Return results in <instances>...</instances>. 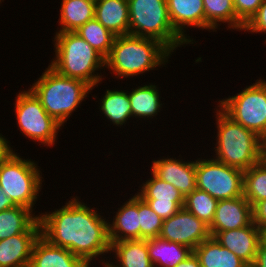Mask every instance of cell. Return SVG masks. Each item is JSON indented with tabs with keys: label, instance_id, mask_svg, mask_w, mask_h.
I'll return each instance as SVG.
<instances>
[{
	"label": "cell",
	"instance_id": "6da1fadb",
	"mask_svg": "<svg viewBox=\"0 0 266 267\" xmlns=\"http://www.w3.org/2000/svg\"><path fill=\"white\" fill-rule=\"evenodd\" d=\"M70 199L60 209L39 214L41 235L92 266V261L111 251L109 221L79 197Z\"/></svg>",
	"mask_w": 266,
	"mask_h": 267
},
{
	"label": "cell",
	"instance_id": "7a4b0ae2",
	"mask_svg": "<svg viewBox=\"0 0 266 267\" xmlns=\"http://www.w3.org/2000/svg\"><path fill=\"white\" fill-rule=\"evenodd\" d=\"M171 54L164 44L155 39L130 34L116 36L105 58V68L113 71L119 79L133 78L165 65Z\"/></svg>",
	"mask_w": 266,
	"mask_h": 267
},
{
	"label": "cell",
	"instance_id": "3957f363",
	"mask_svg": "<svg viewBox=\"0 0 266 267\" xmlns=\"http://www.w3.org/2000/svg\"><path fill=\"white\" fill-rule=\"evenodd\" d=\"M216 160L246 171L266 156V142L216 108Z\"/></svg>",
	"mask_w": 266,
	"mask_h": 267
},
{
	"label": "cell",
	"instance_id": "277c9868",
	"mask_svg": "<svg viewBox=\"0 0 266 267\" xmlns=\"http://www.w3.org/2000/svg\"><path fill=\"white\" fill-rule=\"evenodd\" d=\"M55 34L50 66L61 75L84 81L93 90L103 79L96 71L105 67V58L76 32Z\"/></svg>",
	"mask_w": 266,
	"mask_h": 267
},
{
	"label": "cell",
	"instance_id": "5b68a950",
	"mask_svg": "<svg viewBox=\"0 0 266 267\" xmlns=\"http://www.w3.org/2000/svg\"><path fill=\"white\" fill-rule=\"evenodd\" d=\"M29 89L45 111L62 126L91 93V87L84 81L61 75L50 65Z\"/></svg>",
	"mask_w": 266,
	"mask_h": 267
},
{
	"label": "cell",
	"instance_id": "8992f818",
	"mask_svg": "<svg viewBox=\"0 0 266 267\" xmlns=\"http://www.w3.org/2000/svg\"><path fill=\"white\" fill-rule=\"evenodd\" d=\"M127 1L130 35L158 40L172 53L183 44H188L174 30L166 0Z\"/></svg>",
	"mask_w": 266,
	"mask_h": 267
},
{
	"label": "cell",
	"instance_id": "52a82bcc",
	"mask_svg": "<svg viewBox=\"0 0 266 267\" xmlns=\"http://www.w3.org/2000/svg\"><path fill=\"white\" fill-rule=\"evenodd\" d=\"M31 159H23L15 152L0 164V187L16 206L35 210L42 189V173ZM34 208V209H33Z\"/></svg>",
	"mask_w": 266,
	"mask_h": 267
},
{
	"label": "cell",
	"instance_id": "ba28073f",
	"mask_svg": "<svg viewBox=\"0 0 266 267\" xmlns=\"http://www.w3.org/2000/svg\"><path fill=\"white\" fill-rule=\"evenodd\" d=\"M217 105L234 122L256 133L266 142V81L257 79Z\"/></svg>",
	"mask_w": 266,
	"mask_h": 267
},
{
	"label": "cell",
	"instance_id": "9c48e42d",
	"mask_svg": "<svg viewBox=\"0 0 266 267\" xmlns=\"http://www.w3.org/2000/svg\"><path fill=\"white\" fill-rule=\"evenodd\" d=\"M15 98L14 112L20 132L33 142L54 146L62 125L45 111L30 89L20 91Z\"/></svg>",
	"mask_w": 266,
	"mask_h": 267
},
{
	"label": "cell",
	"instance_id": "30bf717a",
	"mask_svg": "<svg viewBox=\"0 0 266 267\" xmlns=\"http://www.w3.org/2000/svg\"><path fill=\"white\" fill-rule=\"evenodd\" d=\"M244 171L214 159L196 160V187L216 200L243 195Z\"/></svg>",
	"mask_w": 266,
	"mask_h": 267
},
{
	"label": "cell",
	"instance_id": "8fae6325",
	"mask_svg": "<svg viewBox=\"0 0 266 267\" xmlns=\"http://www.w3.org/2000/svg\"><path fill=\"white\" fill-rule=\"evenodd\" d=\"M210 236L209 226L183 207L168 219L163 220L158 237L194 250Z\"/></svg>",
	"mask_w": 266,
	"mask_h": 267
},
{
	"label": "cell",
	"instance_id": "7c38bea8",
	"mask_svg": "<svg viewBox=\"0 0 266 267\" xmlns=\"http://www.w3.org/2000/svg\"><path fill=\"white\" fill-rule=\"evenodd\" d=\"M152 177L142 183L136 194L141 197L163 220L177 213L184 206V197L172 184Z\"/></svg>",
	"mask_w": 266,
	"mask_h": 267
},
{
	"label": "cell",
	"instance_id": "4fadbf2b",
	"mask_svg": "<svg viewBox=\"0 0 266 267\" xmlns=\"http://www.w3.org/2000/svg\"><path fill=\"white\" fill-rule=\"evenodd\" d=\"M210 235L251 267L255 262L263 232L252 221L248 226L233 230L210 232Z\"/></svg>",
	"mask_w": 266,
	"mask_h": 267
},
{
	"label": "cell",
	"instance_id": "5bb4252c",
	"mask_svg": "<svg viewBox=\"0 0 266 267\" xmlns=\"http://www.w3.org/2000/svg\"><path fill=\"white\" fill-rule=\"evenodd\" d=\"M40 235L38 218L24 233L0 240V267H29L33 245Z\"/></svg>",
	"mask_w": 266,
	"mask_h": 267
},
{
	"label": "cell",
	"instance_id": "9a60e30c",
	"mask_svg": "<svg viewBox=\"0 0 266 267\" xmlns=\"http://www.w3.org/2000/svg\"><path fill=\"white\" fill-rule=\"evenodd\" d=\"M162 158L153 160L151 172L167 183L172 184L185 198L196 187V160Z\"/></svg>",
	"mask_w": 266,
	"mask_h": 267
},
{
	"label": "cell",
	"instance_id": "2e32d148",
	"mask_svg": "<svg viewBox=\"0 0 266 267\" xmlns=\"http://www.w3.org/2000/svg\"><path fill=\"white\" fill-rule=\"evenodd\" d=\"M253 221L252 205L244 195L219 200L209 232H220L248 226Z\"/></svg>",
	"mask_w": 266,
	"mask_h": 267
},
{
	"label": "cell",
	"instance_id": "e0dca14e",
	"mask_svg": "<svg viewBox=\"0 0 266 267\" xmlns=\"http://www.w3.org/2000/svg\"><path fill=\"white\" fill-rule=\"evenodd\" d=\"M166 2L174 30L188 44H193V41L195 40H193V38L191 39L190 36H187L185 32L186 28L188 29V26L198 28V30H206L203 0H166Z\"/></svg>",
	"mask_w": 266,
	"mask_h": 267
},
{
	"label": "cell",
	"instance_id": "ac0fdd59",
	"mask_svg": "<svg viewBox=\"0 0 266 267\" xmlns=\"http://www.w3.org/2000/svg\"><path fill=\"white\" fill-rule=\"evenodd\" d=\"M29 267H91L68 249L53 245L42 235L35 241Z\"/></svg>",
	"mask_w": 266,
	"mask_h": 267
},
{
	"label": "cell",
	"instance_id": "d6986e66",
	"mask_svg": "<svg viewBox=\"0 0 266 267\" xmlns=\"http://www.w3.org/2000/svg\"><path fill=\"white\" fill-rule=\"evenodd\" d=\"M117 211L112 223H108L110 243L140 239L138 195L135 193Z\"/></svg>",
	"mask_w": 266,
	"mask_h": 267
},
{
	"label": "cell",
	"instance_id": "ffe728a7",
	"mask_svg": "<svg viewBox=\"0 0 266 267\" xmlns=\"http://www.w3.org/2000/svg\"><path fill=\"white\" fill-rule=\"evenodd\" d=\"M95 18L116 36L129 34L127 0H95Z\"/></svg>",
	"mask_w": 266,
	"mask_h": 267
},
{
	"label": "cell",
	"instance_id": "44dd1931",
	"mask_svg": "<svg viewBox=\"0 0 266 267\" xmlns=\"http://www.w3.org/2000/svg\"><path fill=\"white\" fill-rule=\"evenodd\" d=\"M111 252L116 253L113 257L115 256L117 262L115 261V265L110 259L106 261L110 267H154L148 254L146 239L113 242L110 255Z\"/></svg>",
	"mask_w": 266,
	"mask_h": 267
},
{
	"label": "cell",
	"instance_id": "7402d4cb",
	"mask_svg": "<svg viewBox=\"0 0 266 267\" xmlns=\"http://www.w3.org/2000/svg\"><path fill=\"white\" fill-rule=\"evenodd\" d=\"M193 253L198 258L201 267H250L212 236L202 241Z\"/></svg>",
	"mask_w": 266,
	"mask_h": 267
},
{
	"label": "cell",
	"instance_id": "603a6c76",
	"mask_svg": "<svg viewBox=\"0 0 266 267\" xmlns=\"http://www.w3.org/2000/svg\"><path fill=\"white\" fill-rule=\"evenodd\" d=\"M146 241L148 254L154 267H175L193 252L185 245L159 237L149 238Z\"/></svg>",
	"mask_w": 266,
	"mask_h": 267
},
{
	"label": "cell",
	"instance_id": "cb8c5ba5",
	"mask_svg": "<svg viewBox=\"0 0 266 267\" xmlns=\"http://www.w3.org/2000/svg\"><path fill=\"white\" fill-rule=\"evenodd\" d=\"M57 32H75L95 18V0H62Z\"/></svg>",
	"mask_w": 266,
	"mask_h": 267
},
{
	"label": "cell",
	"instance_id": "d4e9b609",
	"mask_svg": "<svg viewBox=\"0 0 266 267\" xmlns=\"http://www.w3.org/2000/svg\"><path fill=\"white\" fill-rule=\"evenodd\" d=\"M158 89L157 85L150 83L138 86L128 93L132 118H143L144 120L146 117H149L148 119L156 118L155 115H158L163 105Z\"/></svg>",
	"mask_w": 266,
	"mask_h": 267
},
{
	"label": "cell",
	"instance_id": "484cf974",
	"mask_svg": "<svg viewBox=\"0 0 266 267\" xmlns=\"http://www.w3.org/2000/svg\"><path fill=\"white\" fill-rule=\"evenodd\" d=\"M100 112L116 127H122L132 117L128 91L106 89L105 95L100 100Z\"/></svg>",
	"mask_w": 266,
	"mask_h": 267
},
{
	"label": "cell",
	"instance_id": "4316f807",
	"mask_svg": "<svg viewBox=\"0 0 266 267\" xmlns=\"http://www.w3.org/2000/svg\"><path fill=\"white\" fill-rule=\"evenodd\" d=\"M22 206L0 212V240L24 233L38 218L35 213Z\"/></svg>",
	"mask_w": 266,
	"mask_h": 267
},
{
	"label": "cell",
	"instance_id": "83f0119b",
	"mask_svg": "<svg viewBox=\"0 0 266 267\" xmlns=\"http://www.w3.org/2000/svg\"><path fill=\"white\" fill-rule=\"evenodd\" d=\"M203 3L206 30L217 31L216 29L222 23H228L227 25L230 30H237V16L233 0H203Z\"/></svg>",
	"mask_w": 266,
	"mask_h": 267
},
{
	"label": "cell",
	"instance_id": "f1b7e54d",
	"mask_svg": "<svg viewBox=\"0 0 266 267\" xmlns=\"http://www.w3.org/2000/svg\"><path fill=\"white\" fill-rule=\"evenodd\" d=\"M243 195L252 207L266 199V156L244 171Z\"/></svg>",
	"mask_w": 266,
	"mask_h": 267
},
{
	"label": "cell",
	"instance_id": "f546056e",
	"mask_svg": "<svg viewBox=\"0 0 266 267\" xmlns=\"http://www.w3.org/2000/svg\"><path fill=\"white\" fill-rule=\"evenodd\" d=\"M75 32L104 58L109 55L116 37V35L106 29L96 18L89 20Z\"/></svg>",
	"mask_w": 266,
	"mask_h": 267
},
{
	"label": "cell",
	"instance_id": "4dcf8cb0",
	"mask_svg": "<svg viewBox=\"0 0 266 267\" xmlns=\"http://www.w3.org/2000/svg\"><path fill=\"white\" fill-rule=\"evenodd\" d=\"M218 200L199 189L193 190L184 198V208L208 226L213 222Z\"/></svg>",
	"mask_w": 266,
	"mask_h": 267
},
{
	"label": "cell",
	"instance_id": "1f68e13d",
	"mask_svg": "<svg viewBox=\"0 0 266 267\" xmlns=\"http://www.w3.org/2000/svg\"><path fill=\"white\" fill-rule=\"evenodd\" d=\"M138 215L140 224V239L158 237L163 225V219L139 196Z\"/></svg>",
	"mask_w": 266,
	"mask_h": 267
},
{
	"label": "cell",
	"instance_id": "d6a6232c",
	"mask_svg": "<svg viewBox=\"0 0 266 267\" xmlns=\"http://www.w3.org/2000/svg\"><path fill=\"white\" fill-rule=\"evenodd\" d=\"M263 0H233L237 16V30H243L244 26L256 14Z\"/></svg>",
	"mask_w": 266,
	"mask_h": 267
},
{
	"label": "cell",
	"instance_id": "836d02e7",
	"mask_svg": "<svg viewBox=\"0 0 266 267\" xmlns=\"http://www.w3.org/2000/svg\"><path fill=\"white\" fill-rule=\"evenodd\" d=\"M243 31L266 34V0H263L256 14L244 26Z\"/></svg>",
	"mask_w": 266,
	"mask_h": 267
},
{
	"label": "cell",
	"instance_id": "e575fe53",
	"mask_svg": "<svg viewBox=\"0 0 266 267\" xmlns=\"http://www.w3.org/2000/svg\"><path fill=\"white\" fill-rule=\"evenodd\" d=\"M253 223L262 231L266 230V199L257 202L252 207Z\"/></svg>",
	"mask_w": 266,
	"mask_h": 267
},
{
	"label": "cell",
	"instance_id": "d590c367",
	"mask_svg": "<svg viewBox=\"0 0 266 267\" xmlns=\"http://www.w3.org/2000/svg\"><path fill=\"white\" fill-rule=\"evenodd\" d=\"M251 267H266V238L264 236L260 240L256 259Z\"/></svg>",
	"mask_w": 266,
	"mask_h": 267
},
{
	"label": "cell",
	"instance_id": "8d00e7d4",
	"mask_svg": "<svg viewBox=\"0 0 266 267\" xmlns=\"http://www.w3.org/2000/svg\"><path fill=\"white\" fill-rule=\"evenodd\" d=\"M5 136L0 133V164L8 160L15 152Z\"/></svg>",
	"mask_w": 266,
	"mask_h": 267
},
{
	"label": "cell",
	"instance_id": "74e56055",
	"mask_svg": "<svg viewBox=\"0 0 266 267\" xmlns=\"http://www.w3.org/2000/svg\"><path fill=\"white\" fill-rule=\"evenodd\" d=\"M175 267H201L198 258L192 252L184 261H181Z\"/></svg>",
	"mask_w": 266,
	"mask_h": 267
},
{
	"label": "cell",
	"instance_id": "f35d334b",
	"mask_svg": "<svg viewBox=\"0 0 266 267\" xmlns=\"http://www.w3.org/2000/svg\"><path fill=\"white\" fill-rule=\"evenodd\" d=\"M13 201L7 197L0 187V212L15 207Z\"/></svg>",
	"mask_w": 266,
	"mask_h": 267
},
{
	"label": "cell",
	"instance_id": "ab89813d",
	"mask_svg": "<svg viewBox=\"0 0 266 267\" xmlns=\"http://www.w3.org/2000/svg\"><path fill=\"white\" fill-rule=\"evenodd\" d=\"M103 260H104V261H103ZM101 261H102V264H104V265H103L104 267H110V266L105 262V259H102Z\"/></svg>",
	"mask_w": 266,
	"mask_h": 267
},
{
	"label": "cell",
	"instance_id": "60d3db41",
	"mask_svg": "<svg viewBox=\"0 0 266 267\" xmlns=\"http://www.w3.org/2000/svg\"><path fill=\"white\" fill-rule=\"evenodd\" d=\"M263 236L266 238V230L263 232Z\"/></svg>",
	"mask_w": 266,
	"mask_h": 267
}]
</instances>
